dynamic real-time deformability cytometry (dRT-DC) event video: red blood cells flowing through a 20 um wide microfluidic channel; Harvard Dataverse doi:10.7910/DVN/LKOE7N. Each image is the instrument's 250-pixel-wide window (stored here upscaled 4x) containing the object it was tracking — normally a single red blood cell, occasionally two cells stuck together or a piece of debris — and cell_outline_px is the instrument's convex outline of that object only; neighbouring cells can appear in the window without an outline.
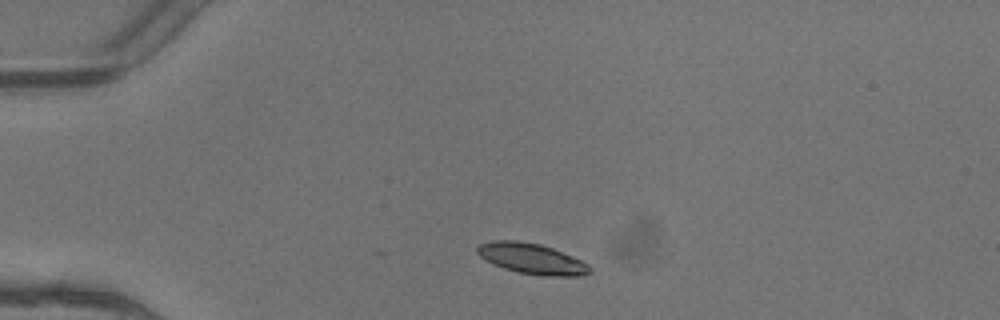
{"species": "common noctule bat (a hibernating species)", "species_latin": "Nyctalus noctula", "temperature_condition": "warm", "stored_images_in_passage": 2, "camera_frame_rate_fps": 3000, "um_per_image_px": 0.085, "animal": {"sex": "female"}, "frame": {"image": 1, "passage_image": 1, "time_ms": 0.0, "image_size_px": [1000, 320], "cell_outline_px": [[592, 272], [576, 276], [544, 276], [520, 272], [504, 268], [492, 264], [484, 260], [476, 252], [476, 248], [480, 244], [492, 240], [516, 240], [540, 244], [552, 248], [572, 256], [588, 264], [592, 268]], "centroid_in_image_um": [45.18, 21.98], "position_along_channel_um": 39.8, "area_um2": 20.06}}